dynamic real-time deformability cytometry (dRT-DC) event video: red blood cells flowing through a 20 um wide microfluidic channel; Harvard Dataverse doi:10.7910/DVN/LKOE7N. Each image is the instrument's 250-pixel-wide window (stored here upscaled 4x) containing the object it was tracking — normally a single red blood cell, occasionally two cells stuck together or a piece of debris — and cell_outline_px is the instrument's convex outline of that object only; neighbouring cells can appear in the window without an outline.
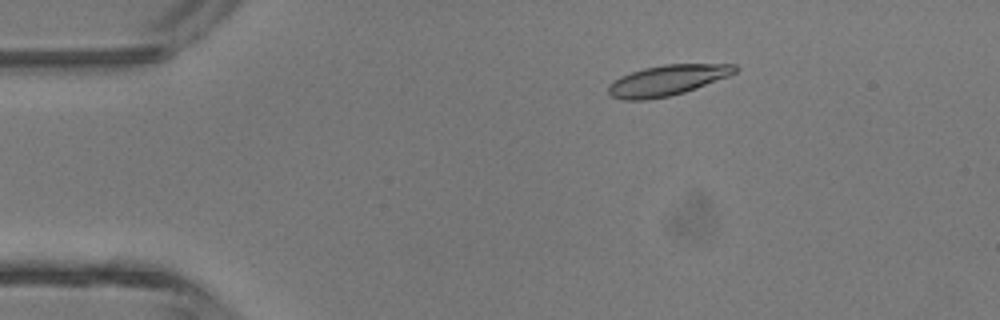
{"species": "common noctule bat (a hibernating species)", "species_latin": "Nyctalus noctula", "temperature_condition": "room temperature", "stored_images_in_passage": 6, "camera_frame_rate_fps": 3000, "um_per_image_px": 0.085, "animal": {"sex": "male", "body_mass_g": 13.3}, "frame": {"image": 1, "passage_image": 3, "time_ms": 2.333, "image_size_px": [1000, 320], "cell_outline_px": [[740, 68], [736, 72], [728, 76], [696, 88], [684, 92], [668, 96], [644, 100], [624, 100], [612, 96], [608, 92], [608, 84], [612, 80], [620, 76], [644, 68], [664, 64], [736, 64]], "centroid_in_image_um": [56.71, 6.82], "position_along_channel_um": 28.3, "area_um2": 22.48}}
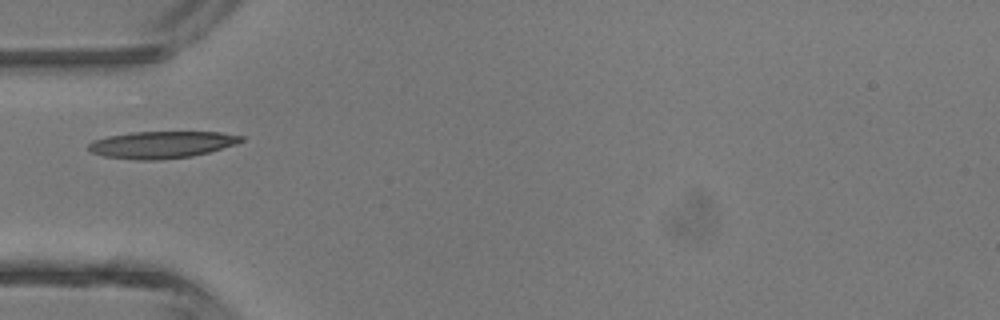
{"frame": {"image": 2, "passage_image": 5, "time_ms": 4.667, "image_size_px": [1000, 320], "cell_outline_px": [[244, 140], [236, 144], [208, 152], [192, 156], [160, 160], [136, 160], [104, 156], [92, 152], [88, 148], [88, 144], [92, 140], [108, 136], [132, 132], [220, 132], [244, 136]], "centroid_in_image_um": [13.74, 12.29], "position_along_channel_um": 71.3, "area_um2": 23.99}}
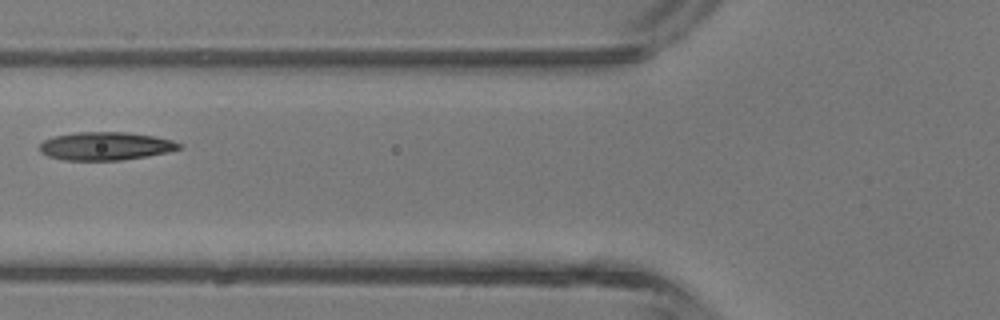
{"frame": {"image": 3, "passage_image": 6, "time_ms": 5.667, "image_size_px": [1000, 320], "cell_outline_px": [[184, 144], [180, 148], [164, 152], [144, 156], [120, 160], [64, 160], [48, 156], [40, 152], [40, 144], [44, 140], [52, 136], [76, 132], [128, 132], [152, 136], [172, 140]], "centroid_in_image_um": [8.92, 12.4], "position_along_channel_um": 116.9, "area_um2": 22.72}}